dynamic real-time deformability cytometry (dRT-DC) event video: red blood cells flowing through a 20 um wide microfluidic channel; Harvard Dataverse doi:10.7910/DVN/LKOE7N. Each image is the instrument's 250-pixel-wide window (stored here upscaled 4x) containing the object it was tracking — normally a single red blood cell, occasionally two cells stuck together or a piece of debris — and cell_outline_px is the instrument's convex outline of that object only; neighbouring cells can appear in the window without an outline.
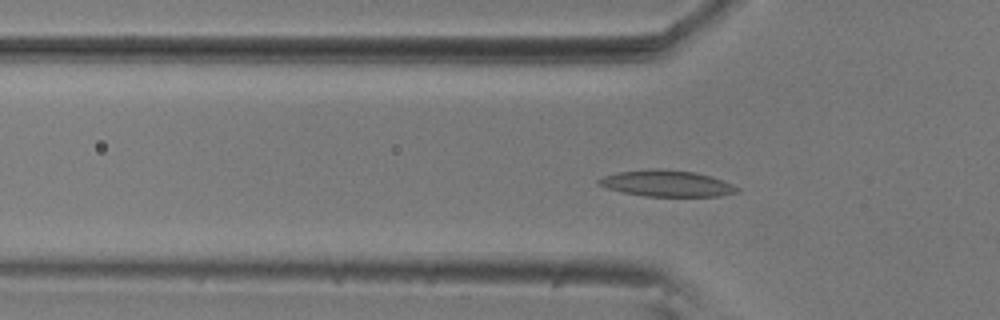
{"species": "common noctule bat (a hibernating species)", "species_latin": "Nyctalus noctula", "temperature_condition": "room temperature", "stored_images_in_passage": 30, "camera_frame_rate_fps": 3000, "um_per_image_px": 0.085, "animal": {"sex": "male", "body_mass_g": 20.5, "forearm_length_mm": 52.5}, "frame": {"image": 1, "passage_image": 17, "time_ms": 5.333, "image_size_px": [1000, 320], "cell_outline_px": [[740, 192], [720, 196], [644, 196], [624, 192], [608, 188], [596, 184], [596, 180], [604, 176], [620, 172], [648, 168], [660, 168], [696, 172], [712, 176], [732, 184], [740, 188]], "centroid_in_image_um": [56.7, 15.58], "position_along_channel_um": 69.1, "area_um2": 21.33}}
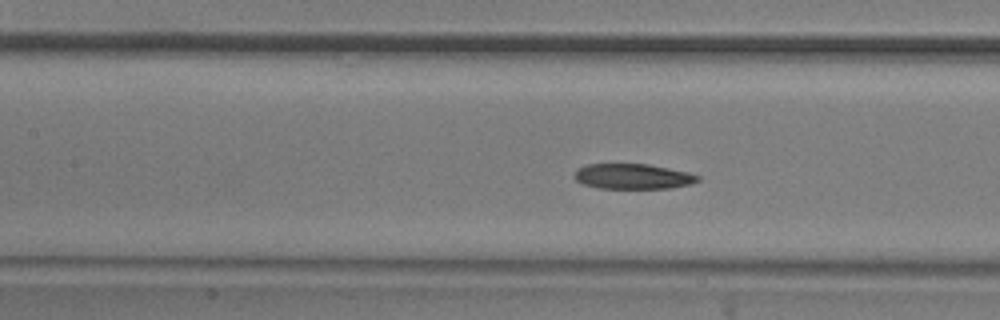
{"frame": {"image": 2, "passage_image": 24, "time_ms": 7.667, "image_size_px": [1000, 320], "cell_outline_px": [[700, 180], [688, 184], [672, 188], [600, 188], [584, 184], [576, 180], [576, 172], [580, 168], [588, 164], [648, 164], [688, 172], [700, 176]], "centroid_in_image_um": [53.84, 14.99], "position_along_channel_um": 153.6, "area_um2": 17.86}}
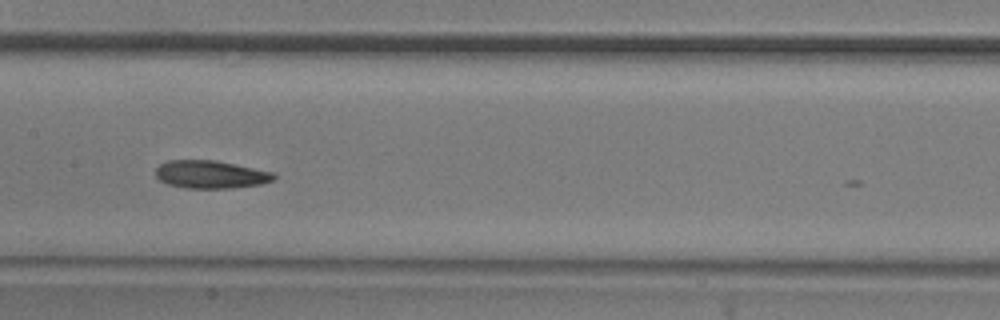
{"frame": {"image": 3, "passage_image": 27, "time_ms": 8.667, "image_size_px": [1000, 320], "cell_outline_px": [[276, 176], [272, 180], [260, 184], [232, 188], [188, 188], [168, 184], [160, 180], [156, 176], [156, 168], [160, 164], [168, 160], [216, 160], [272, 172]], "centroid_in_image_um": [17.88, 14.82], "position_along_channel_um": 189.5, "area_um2": 19.02}}